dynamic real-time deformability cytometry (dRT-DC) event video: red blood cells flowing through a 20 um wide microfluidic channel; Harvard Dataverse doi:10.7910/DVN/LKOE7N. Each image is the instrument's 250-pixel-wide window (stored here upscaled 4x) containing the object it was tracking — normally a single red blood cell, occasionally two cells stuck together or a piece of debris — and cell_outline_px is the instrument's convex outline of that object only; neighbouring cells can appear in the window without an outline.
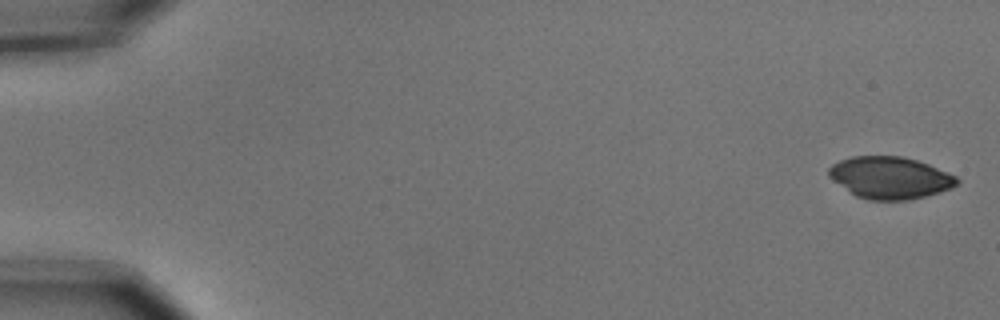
{"species": "common noctule bat (a hibernating species)", "species_latin": "Nyctalus noctula", "temperature_condition": "cold", "stored_images_in_passage": 6, "camera_frame_rate_fps": 3000, "um_per_image_px": 0.085, "animal": {"sex": "male", "body_mass_g": 15.6}, "frame": {"image": 1, "passage_image": 1, "time_ms": 0.0, "image_size_px": [1000, 320], "cell_outline_px": [[960, 180], [952, 188], [940, 192], [908, 200], [868, 200], [856, 196], [832, 180], [828, 176], [828, 168], [832, 164], [840, 160], [852, 156], [900, 156], [916, 160], [928, 164], [948, 172], [956, 176]], "centroid_in_image_um": [75.64, 15.1], "position_along_channel_um": 9.4, "area_um2": 31.39}}